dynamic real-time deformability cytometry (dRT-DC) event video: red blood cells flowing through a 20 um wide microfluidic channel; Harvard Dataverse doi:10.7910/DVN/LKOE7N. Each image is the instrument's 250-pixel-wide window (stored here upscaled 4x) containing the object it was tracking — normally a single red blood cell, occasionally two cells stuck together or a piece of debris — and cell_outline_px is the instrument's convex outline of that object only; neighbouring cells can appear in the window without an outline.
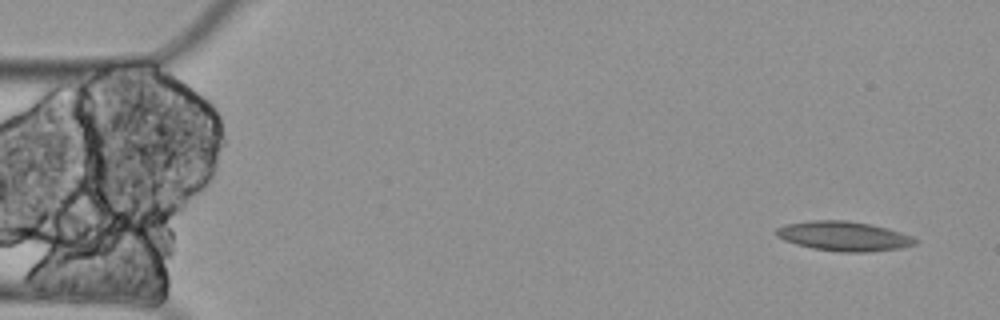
{"species": "Egyptian fruit bat (a non-hibernating species)", "species_latin": "Rousettus aegyptiacus", "temperature_condition": "cold", "stored_images_in_passage": 4, "camera_frame_rate_fps": 3000, "um_per_image_px": 0.085, "animal": {"sex": "female"}, "frame": {"image": 1, "passage_image": 1, "time_ms": 0.0, "image_size_px": [1000, 320], "cell_outline_px": [[916, 244], [900, 248], [868, 252], [840, 252], [812, 248], [796, 244], [784, 240], [776, 236], [776, 228], [784, 224], [812, 220], [844, 220], [868, 224], [888, 228], [912, 236], [916, 240]], "centroid_in_image_um": [71.69, 20.07], "position_along_channel_um": 13.3, "area_um2": 23.87}}
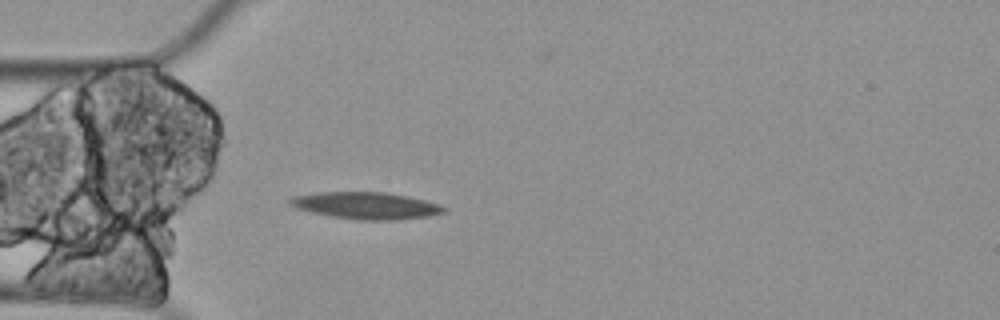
{"frame": {"image": 2, "passage_image": 4, "time_ms": 1.0, "image_size_px": [1000, 320], "cell_outline_px": [[448, 208], [444, 212], [428, 216], [392, 220], [360, 220], [332, 216], [312, 212], [296, 208], [288, 204], [288, 200], [292, 196], [316, 192], [384, 192], [408, 196], [440, 204]], "centroid_in_image_um": [31.1, 17.46], "position_along_channel_um": 53.9, "area_um2": 24.1}}